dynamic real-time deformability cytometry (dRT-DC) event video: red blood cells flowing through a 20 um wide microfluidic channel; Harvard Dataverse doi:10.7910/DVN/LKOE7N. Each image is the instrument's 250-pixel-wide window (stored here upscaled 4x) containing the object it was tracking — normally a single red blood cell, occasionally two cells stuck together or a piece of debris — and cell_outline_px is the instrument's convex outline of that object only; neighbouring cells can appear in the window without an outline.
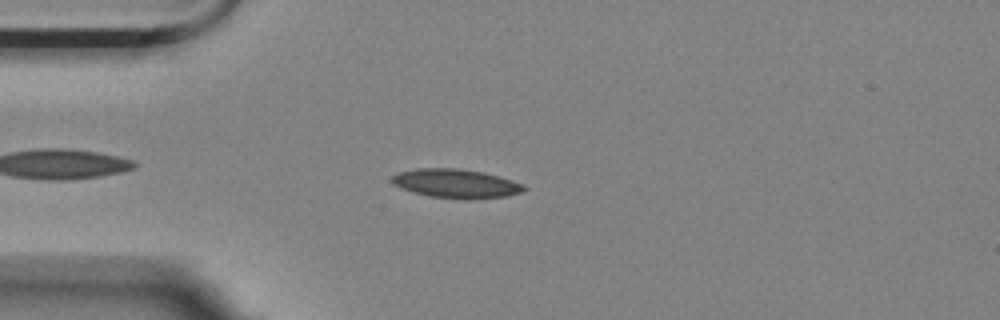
{"species": "Egyptian fruit bat (a non-hibernating species)", "species_latin": "Rousettus aegyptiacus", "temperature_condition": "room temperature", "stored_images_in_passage": 36, "camera_frame_rate_fps": 3000, "um_per_image_px": 0.085, "animal": {"sex": "female"}, "frame": {"image": 1, "passage_image": 3, "time_ms": 0.667, "image_size_px": [1000, 320], "cell_outline_px": [[528, 188], [520, 192], [504, 196], [472, 200], [468, 200], [428, 196], [412, 192], [392, 184], [392, 176], [400, 172], [416, 168], [456, 168], [484, 172], [500, 176], [524, 184]], "centroid_in_image_um": [38.77, 15.6], "position_along_channel_um": 46.2, "area_um2": 22.43}}
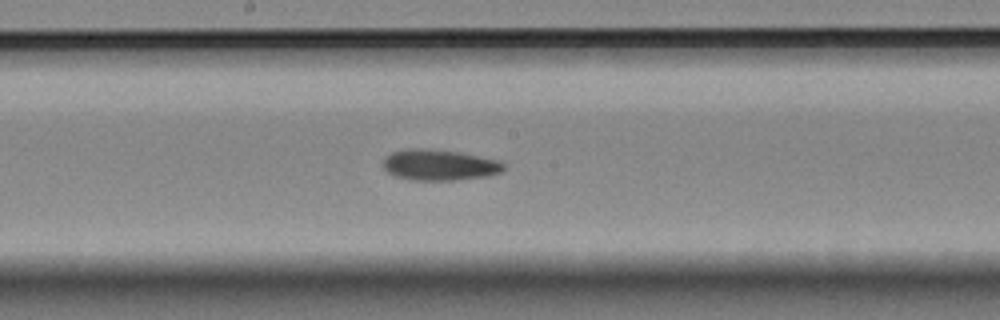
{"frame": {"image": 2, "passage_image": 18, "time_ms": 5.667, "image_size_px": [1000, 320], "cell_outline_px": [[504, 168], [500, 172], [488, 176], [456, 180], [412, 180], [396, 176], [388, 172], [384, 168], [384, 160], [392, 152], [408, 148], [416, 148], [460, 152], [496, 160], [504, 164]], "centroid_in_image_um": [37.34, 14.03], "position_along_channel_um": 210.9, "area_um2": 21.39}}
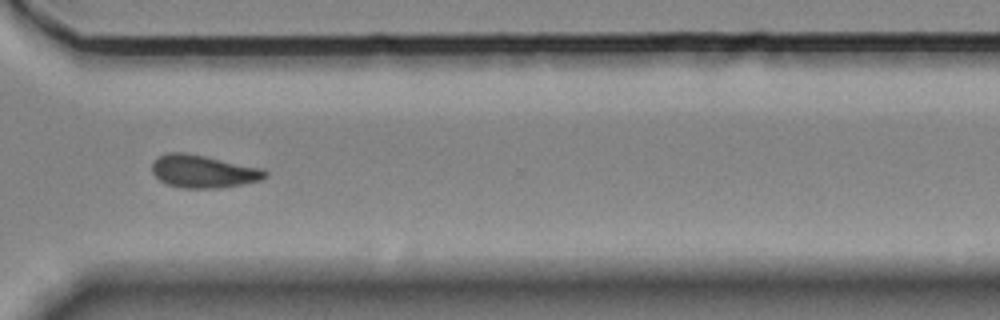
{"frame": {"image": 3, "passage_image": 30, "time_ms": 9.667, "image_size_px": [1000, 320], "cell_outline_px": [[268, 176], [260, 180], [220, 188], [184, 188], [168, 184], [160, 180], [152, 172], [152, 164], [160, 156], [168, 152], [184, 152], [264, 168], [268, 172]], "centroid_in_image_um": [17.31, 14.57], "position_along_channel_um": 353.3, "area_um2": 21.44}}